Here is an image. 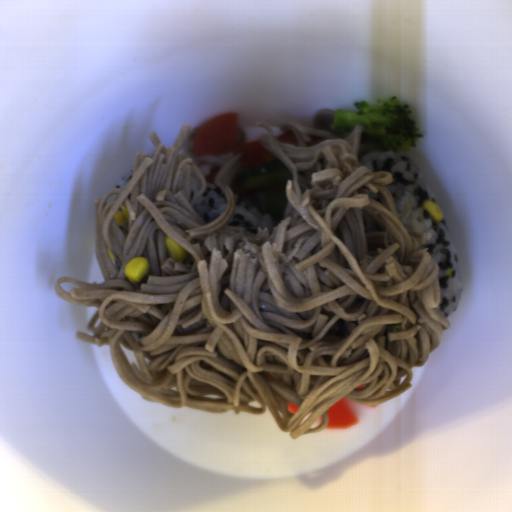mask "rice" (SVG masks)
I'll return each instance as SVG.
<instances>
[{"mask_svg": "<svg viewBox=\"0 0 512 512\" xmlns=\"http://www.w3.org/2000/svg\"><path fill=\"white\" fill-rule=\"evenodd\" d=\"M359 165L373 172L390 173L393 181L386 188L394 201L398 217L402 215L405 204H411L402 219V224L408 231L430 236L422 247L429 249L438 266L437 309L447 317L457 309L461 301L464 290L463 278L456 247L444 216L441 221H435L423 206L425 201H432L441 211L427 181L405 153L388 147L383 150H372L362 157Z\"/></svg>", "mask_w": 512, "mask_h": 512, "instance_id": "obj_1", "label": "rice"}, {"mask_svg": "<svg viewBox=\"0 0 512 512\" xmlns=\"http://www.w3.org/2000/svg\"><path fill=\"white\" fill-rule=\"evenodd\" d=\"M201 189L200 182L193 174L189 176V197L190 201H193Z\"/></svg>", "mask_w": 512, "mask_h": 512, "instance_id": "obj_4", "label": "rice"}, {"mask_svg": "<svg viewBox=\"0 0 512 512\" xmlns=\"http://www.w3.org/2000/svg\"><path fill=\"white\" fill-rule=\"evenodd\" d=\"M193 207L205 224L211 223L228 208L227 194L215 182L208 183L206 181L205 190Z\"/></svg>", "mask_w": 512, "mask_h": 512, "instance_id": "obj_3", "label": "rice"}, {"mask_svg": "<svg viewBox=\"0 0 512 512\" xmlns=\"http://www.w3.org/2000/svg\"><path fill=\"white\" fill-rule=\"evenodd\" d=\"M236 194L235 204L228 225L239 226L246 231L257 233L259 227L273 229L280 220H275L268 213H263L249 196Z\"/></svg>", "mask_w": 512, "mask_h": 512, "instance_id": "obj_2", "label": "rice"}, {"mask_svg": "<svg viewBox=\"0 0 512 512\" xmlns=\"http://www.w3.org/2000/svg\"><path fill=\"white\" fill-rule=\"evenodd\" d=\"M134 175V168L130 170L128 173H126L121 180L116 184L114 188H125L128 182L131 180V178Z\"/></svg>", "mask_w": 512, "mask_h": 512, "instance_id": "obj_5", "label": "rice"}]
</instances>
